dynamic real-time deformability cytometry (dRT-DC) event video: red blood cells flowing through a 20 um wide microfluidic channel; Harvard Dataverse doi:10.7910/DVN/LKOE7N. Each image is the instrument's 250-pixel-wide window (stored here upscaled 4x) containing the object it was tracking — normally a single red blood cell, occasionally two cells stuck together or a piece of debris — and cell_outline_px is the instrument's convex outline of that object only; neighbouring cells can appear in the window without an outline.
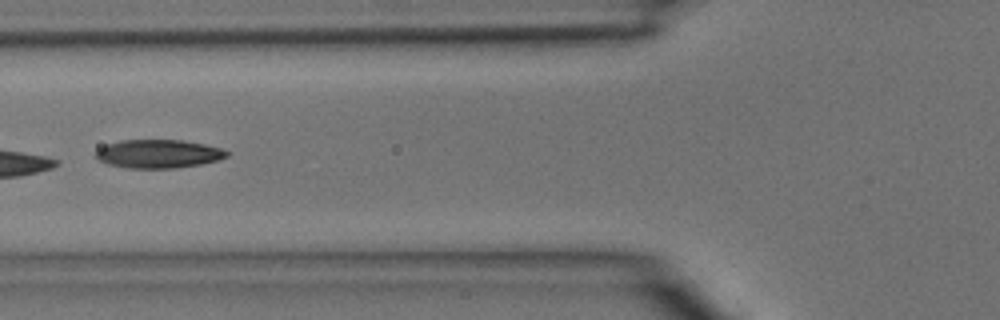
{"species": "common noctule bat (a hibernating species)", "species_latin": "Nyctalus noctula", "temperature_condition": "room temperature", "stored_images_in_passage": 5, "camera_frame_rate_fps": 3000, "um_per_image_px": 0.085, "animal": {"sex": "male", "body_mass_g": 15.6}, "frame": {"image": 1, "passage_image": 4, "time_ms": 1.0, "image_size_px": [1000, 320], "cell_outline_px": [[228, 156], [216, 160], [200, 164], [176, 168], [128, 168], [108, 164], [100, 160], [96, 156], [96, 152], [100, 148], [108, 144], [120, 140], [184, 140], [204, 144], [220, 148], [228, 152]], "centroid_in_image_um": [13.47, 13.07], "position_along_channel_um": 112.3, "area_um2": 21.5}}